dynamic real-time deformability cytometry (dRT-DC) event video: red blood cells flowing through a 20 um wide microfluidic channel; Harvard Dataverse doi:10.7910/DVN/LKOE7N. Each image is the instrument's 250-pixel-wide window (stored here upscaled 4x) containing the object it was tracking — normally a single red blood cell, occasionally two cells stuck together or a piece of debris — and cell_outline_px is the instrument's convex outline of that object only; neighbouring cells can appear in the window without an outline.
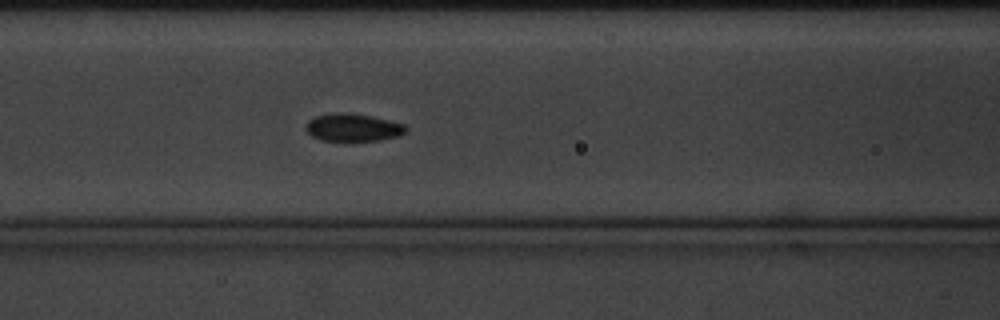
{"species": "common noctule bat (a hibernating species)", "species_latin": "Nyctalus noctula", "temperature_condition": "cold", "stored_images_in_passage": 43, "camera_frame_rate_fps": 3000, "um_per_image_px": 0.085, "animal": {"sex": "male", "body_mass_g": 20.1, "forearm_length_mm": 53.5}, "frame": {"image": 1, "passage_image": 7, "time_ms": 2.0, "image_size_px": [1000, 320], "cell_outline_px": [[408, 128], [404, 132], [396, 136], [380, 140], [344, 144], [320, 140], [312, 136], [304, 128], [304, 124], [308, 120], [316, 116], [332, 112], [348, 112], [372, 116], [404, 124]], "centroid_in_image_um": [29.93, 10.87], "position_along_channel_um": 136.7, "area_um2": 16.99}}
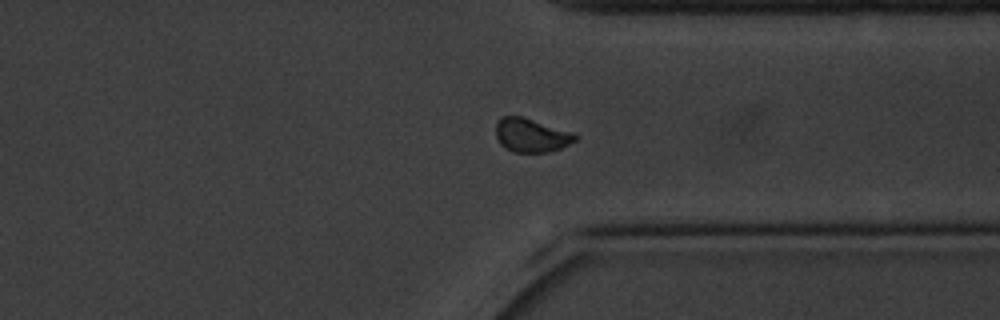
{"frame": {"image": 2, "passage_image": 28, "time_ms": 9.0, "image_size_px": [1000, 320], "cell_outline_px": [[576, 140], [560, 148], [548, 152], [512, 152], [504, 148], [496, 140], [496, 124], [500, 116], [524, 116], [572, 132], [576, 136]], "centroid_in_image_um": [45.1, 11.49], "position_along_channel_um": 366.3, "area_um2": 15.72}}
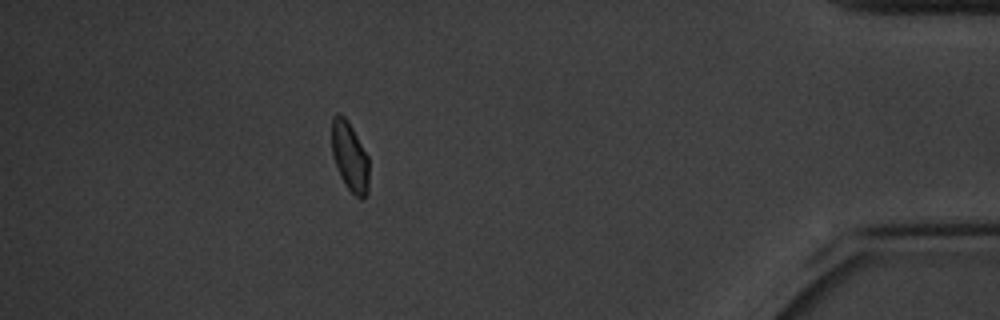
{"frame": {"image": 3, "passage_image": 36, "time_ms": 11.667, "image_size_px": [1000, 320], "cell_outline_px": [[368, 192], [360, 200], [344, 184], [336, 168], [332, 156], [332, 116], [336, 112], [340, 112], [348, 120], [368, 156]], "centroid_in_image_um": [29.71, 13.28], "position_along_channel_um": 405.5, "area_um2": 15.2}, "authors_computed_cell_mechanics": {"area_um2": 15.5482, "velocity_mm_per_s": 3.2947, "shape_relaxation_time_tau1_ms": 2.2237, "shape_relaxation_time_tau2_ms": 4.7283, "deformation_change_tau1": 0.0558, "deformation_change_tau2": 0.0561}}